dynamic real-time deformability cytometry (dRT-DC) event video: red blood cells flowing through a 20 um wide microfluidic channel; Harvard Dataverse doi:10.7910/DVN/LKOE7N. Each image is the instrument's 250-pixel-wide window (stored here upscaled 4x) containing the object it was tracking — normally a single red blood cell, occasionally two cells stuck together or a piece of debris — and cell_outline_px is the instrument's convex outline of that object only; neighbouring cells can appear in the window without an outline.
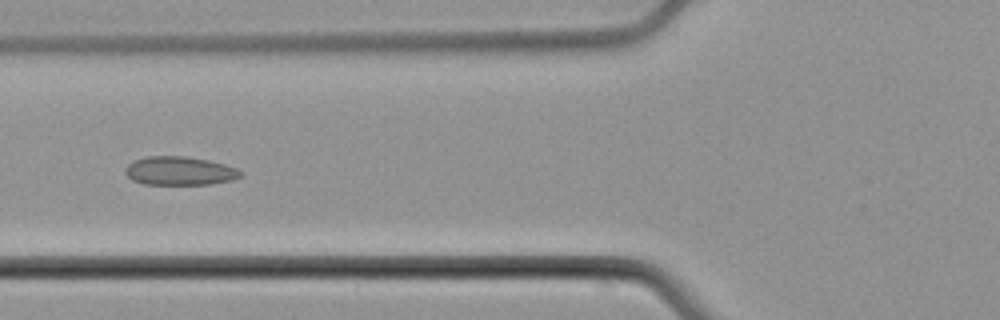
{"species": "common noctule bat (a hibernating species)", "species_latin": "Nyctalus noctula", "temperature_condition": "cold", "stored_images_in_passage": 8, "camera_frame_rate_fps": 3000, "um_per_image_px": 0.085, "animal": {"sex": "male", "body_mass_g": 21.5, "forearm_length_mm": 52.0}, "frame": {"image": 1, "passage_image": 6, "time_ms": 7.333, "image_size_px": [1000, 320], "cell_outline_px": [[244, 172], [240, 176], [232, 180], [208, 184], [144, 184], [132, 180], [124, 172], [124, 168], [132, 160], [148, 156], [188, 156], [208, 160], [224, 164], [236, 168]], "centroid_in_image_um": [15.24, 14.51], "position_along_channel_um": 110.6, "area_um2": 19.31}}
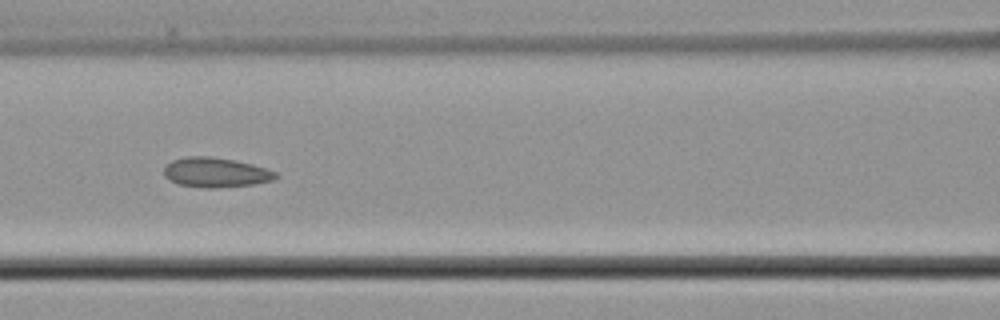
{"frame": {"image": 2, "passage_image": 7, "time_ms": 8.333, "image_size_px": [1000, 320], "cell_outline_px": [[280, 176], [272, 180], [252, 184], [216, 188], [200, 188], [180, 184], [168, 180], [164, 176], [164, 164], [172, 160], [184, 156], [212, 156], [252, 164], [276, 172]], "centroid_in_image_um": [18.27, 14.65], "position_along_channel_um": 148.3, "area_um2": 19.48}}
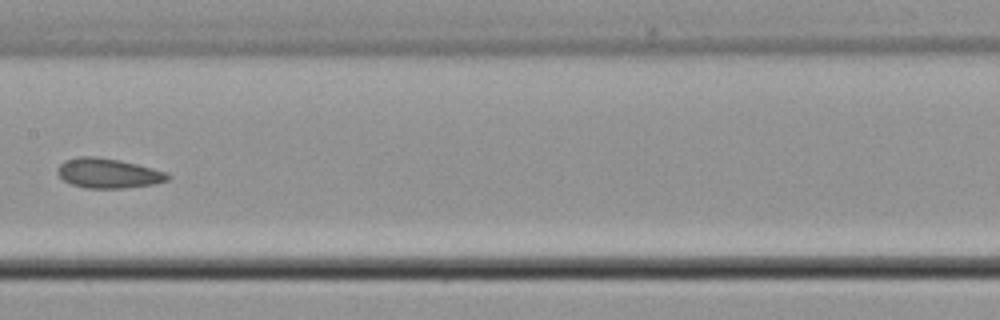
{"frame": {"image": 3, "passage_image": 8, "time_ms": 9.667, "image_size_px": [1000, 320], "cell_outline_px": [[172, 176], [168, 180], [152, 184], [124, 188], [84, 188], [72, 184], [64, 180], [56, 172], [56, 168], [64, 160], [80, 156], [92, 156], [120, 160], [168, 172]], "centroid_in_image_um": [9.19, 14.72], "position_along_channel_um": 198.2, "area_um2": 19.13}}